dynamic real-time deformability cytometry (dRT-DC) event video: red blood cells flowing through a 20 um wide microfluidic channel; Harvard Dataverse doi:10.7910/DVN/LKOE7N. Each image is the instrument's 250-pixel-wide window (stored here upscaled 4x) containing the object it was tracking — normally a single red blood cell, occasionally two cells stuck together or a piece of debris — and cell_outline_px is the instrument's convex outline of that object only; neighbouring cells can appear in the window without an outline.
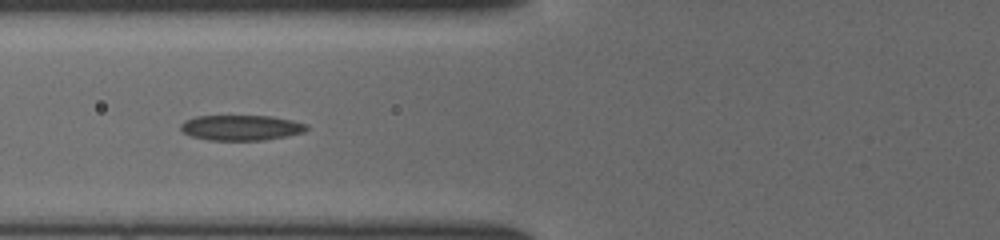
{"species": "common noctule bat (a hibernating species)", "species_latin": "Nyctalus noctula", "temperature_condition": "cold", "stored_images_in_passage": 34, "camera_frame_rate_fps": 3000, "um_per_image_px": 0.085, "animal": {"sex": "female", "body_mass_g": 19.5, "forearm_length_mm": 54.1}, "frame": {"image": 1, "passage_image": 5, "time_ms": 1.333, "image_size_px": [1000, 240], "cell_outline_px": [[308, 128], [304, 132], [288, 136], [264, 140], [208, 140], [192, 136], [184, 132], [180, 128], [180, 124], [184, 120], [196, 116], [272, 116], [292, 120], [308, 124]], "centroid_in_image_um": [20.51, 10.85], "position_along_channel_um": 105.3, "area_um2": 18.67}}
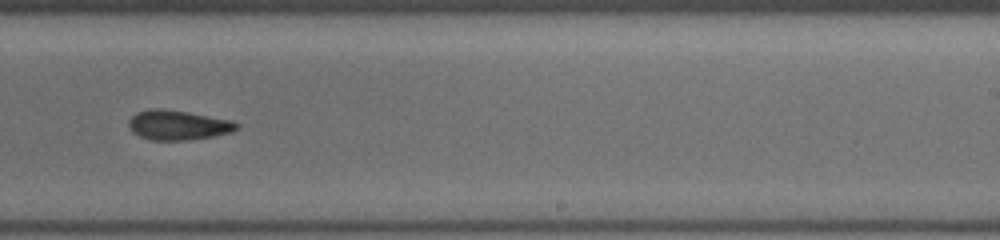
{"frame": {"image": 2, "passage_image": 17, "time_ms": 5.333, "image_size_px": [1000, 240], "cell_outline_px": [[240, 124], [232, 132], [212, 136], [184, 140], [148, 140], [132, 132], [128, 124], [128, 120], [136, 112], [156, 108], [188, 112], [232, 120]], "centroid_in_image_um": [15.11, 10.63], "position_along_channel_um": 273.9, "area_um2": 18.55}}
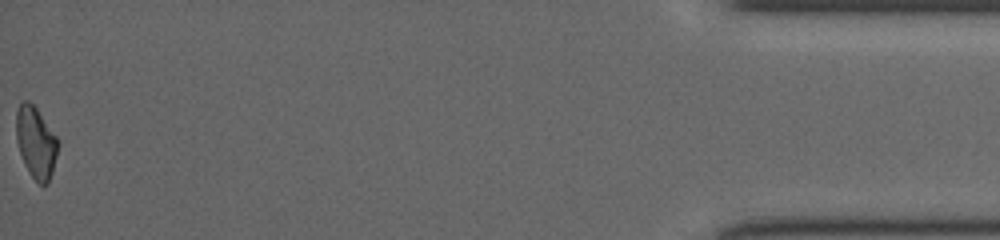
{"frame": {"image": 3, "passage_image": 34, "time_ms": 11.0, "image_size_px": [1000, 240], "cell_outline_px": [[60, 144], [52, 172], [48, 184], [44, 188], [28, 172], [24, 164], [16, 140], [16, 112], [20, 104], [24, 100], [28, 100], [36, 108], [60, 140]], "centroid_in_image_um": [3.07, 12.13], "position_along_channel_um": 432.1, "area_um2": 17.63}}